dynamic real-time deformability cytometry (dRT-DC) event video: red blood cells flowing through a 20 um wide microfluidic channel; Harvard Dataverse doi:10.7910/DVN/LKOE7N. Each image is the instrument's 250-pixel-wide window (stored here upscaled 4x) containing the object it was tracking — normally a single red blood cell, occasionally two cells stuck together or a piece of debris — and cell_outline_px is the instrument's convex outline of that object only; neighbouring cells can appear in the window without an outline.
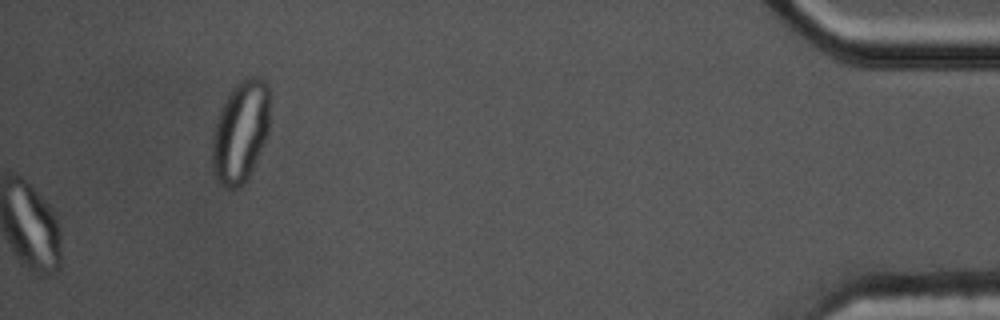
{"species": "common noctule bat (a hibernating species)", "species_latin": "Nyctalus noctula", "temperature_condition": "cold", "stored_images_in_passage": 55, "segment_of_instrument_passage": [2, 2], "camera_frame_rate_fps": 3000, "um_per_image_px": 0.085, "animal": {"sex": "male", "body_mass_g": 17.5, "forearm_length_mm": 52.3}, "frame": {"image": 1, "passage_image": 55, "time_ms": 18.0, "image_size_px": [1000, 320], "cell_outline_px": [[268, 128], [264, 140], [252, 168], [248, 176], [236, 188], [224, 188], [220, 184], [216, 176], [212, 164], [212, 140], [216, 120], [220, 108], [232, 88], [240, 80], [248, 76], [256, 76], [264, 80], [268, 84]], "centroid_in_image_um": [20.41, 11.14], "position_along_channel_um": 414.8, "area_um2": 33.58}}